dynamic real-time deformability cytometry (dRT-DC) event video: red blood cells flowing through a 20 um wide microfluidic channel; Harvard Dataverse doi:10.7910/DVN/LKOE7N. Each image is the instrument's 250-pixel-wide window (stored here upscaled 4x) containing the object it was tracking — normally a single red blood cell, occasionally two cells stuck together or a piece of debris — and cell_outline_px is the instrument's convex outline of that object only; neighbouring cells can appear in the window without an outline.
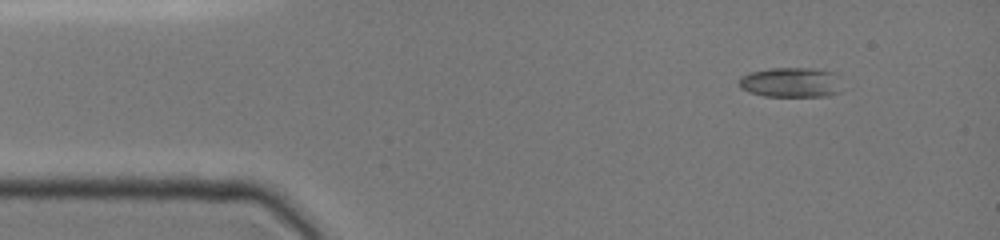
{"species": "common noctule bat (a hibernating species)", "species_latin": "Nyctalus noctula", "temperature_condition": "cold", "stored_images_in_passage": 6, "camera_frame_rate_fps": 3000, "um_per_image_px": 0.085, "animal": {"sex": "female", "body_mass_g": 19.0, "forearm_length_mm": 51.5}, "frame": {"image": 1, "passage_image": 1, "time_ms": 0.0, "image_size_px": [1000, 240], "cell_outline_px": [[840, 92], [828, 96], [764, 96], [748, 92], [740, 88], [740, 76], [752, 72], [772, 68], [812, 68], [832, 72]], "centroid_in_image_um": [67.15, 7.01], "position_along_channel_um": 17.8, "area_um2": 17.57}}
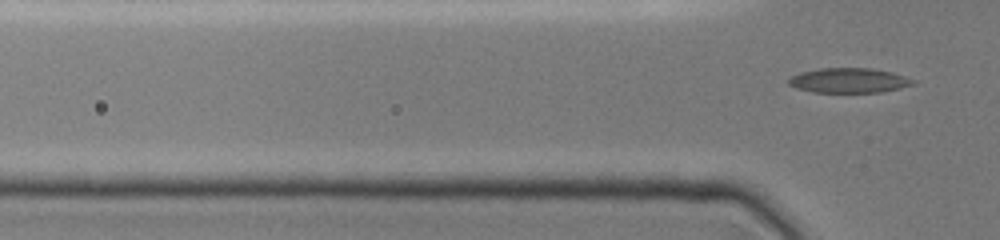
{"frame": {"image": 2, "passage_image": 6, "time_ms": 2.667, "image_size_px": [1000, 240], "cell_outline_px": [[916, 84], [900, 88], [880, 92], [812, 92], [796, 88], [788, 84], [788, 80], [792, 76], [800, 72], [820, 68], [872, 68], [892, 72], [916, 80]], "centroid_in_image_um": [72.17, 6.83], "position_along_channel_um": 53.6, "area_um2": 18.03}}